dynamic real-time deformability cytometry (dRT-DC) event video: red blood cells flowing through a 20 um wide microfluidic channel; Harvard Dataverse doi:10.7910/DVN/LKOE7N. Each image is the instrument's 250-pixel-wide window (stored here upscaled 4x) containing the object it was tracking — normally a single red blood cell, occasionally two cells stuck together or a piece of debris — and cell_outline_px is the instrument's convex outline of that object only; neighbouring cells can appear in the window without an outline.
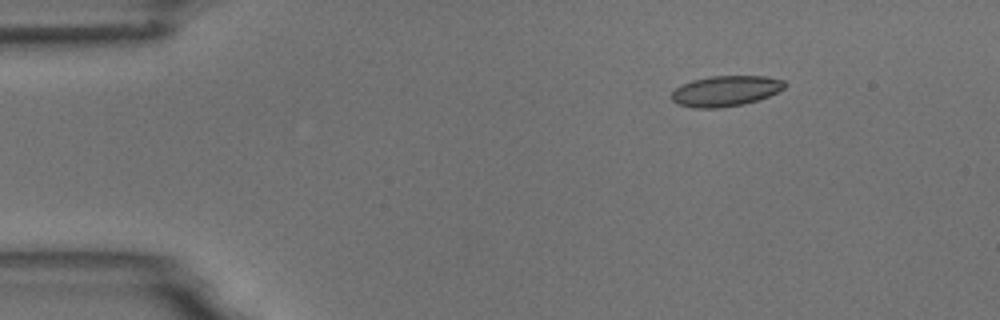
{"species": "common noctule bat (a hibernating species)", "species_latin": "Nyctalus noctula", "temperature_condition": "room temperature", "stored_images_in_passage": 3, "camera_frame_rate_fps": 3000, "um_per_image_px": 0.085, "animal": {"sex": "male", "body_mass_g": 18.8}, "frame": {"image": 1, "passage_image": 1, "time_ms": 0.0, "image_size_px": [1000, 320], "cell_outline_px": [[788, 84], [784, 88], [768, 96], [744, 104], [720, 108], [692, 108], [676, 104], [672, 100], [672, 92], [676, 88], [692, 80], [712, 76], [764, 76], [784, 80]], "centroid_in_image_um": [61.67, 7.74], "position_along_channel_um": 23.3, "area_um2": 20.11}}